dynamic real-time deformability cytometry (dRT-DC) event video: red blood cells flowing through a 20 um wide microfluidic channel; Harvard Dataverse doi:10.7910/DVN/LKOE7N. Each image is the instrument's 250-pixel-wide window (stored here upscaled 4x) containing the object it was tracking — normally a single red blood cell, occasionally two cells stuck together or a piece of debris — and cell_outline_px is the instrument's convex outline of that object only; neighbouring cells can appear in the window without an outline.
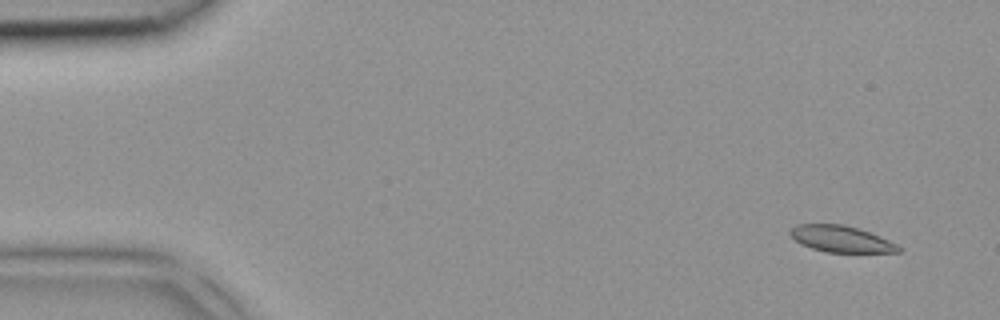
{"species": "common noctule bat (a hibernating species)", "species_latin": "Nyctalus noctula", "temperature_condition": "room temperature", "stored_images_in_passage": 4, "camera_frame_rate_fps": 3000, "um_per_image_px": 0.085, "animal": {"sex": "female", "body_mass_g": 18.4}, "frame": {"image": 1, "passage_image": 1, "time_ms": 0.0, "image_size_px": [1000, 320], "cell_outline_px": [[904, 248], [900, 252], [824, 252], [800, 244], [788, 232], [796, 224], [844, 224], [880, 236]], "centroid_in_image_um": [71.49, 20.31], "position_along_channel_um": 13.5, "area_um2": 16.59}}
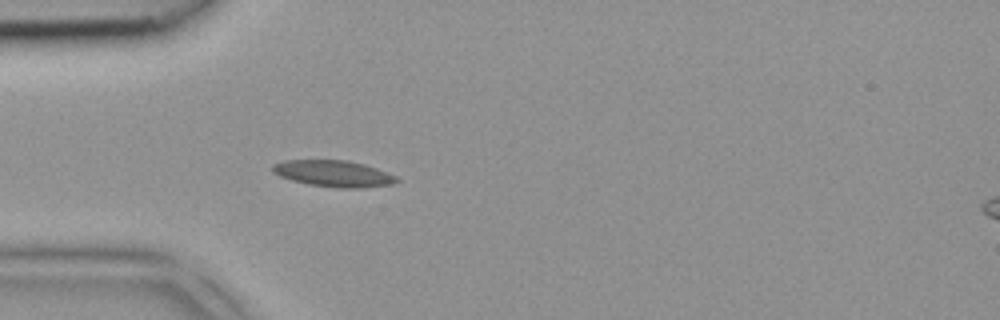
{"frame": {"image": 2, "passage_image": 4, "time_ms": 1.0, "image_size_px": [1000, 320], "cell_outline_px": [[400, 180], [392, 184], [360, 188], [336, 188], [308, 184], [292, 180], [280, 176], [272, 172], [272, 164], [284, 160], [348, 160], [364, 164], [388, 172], [396, 176]], "centroid_in_image_um": [28.35, 14.75], "position_along_channel_um": 56.6, "area_um2": 19.19}}